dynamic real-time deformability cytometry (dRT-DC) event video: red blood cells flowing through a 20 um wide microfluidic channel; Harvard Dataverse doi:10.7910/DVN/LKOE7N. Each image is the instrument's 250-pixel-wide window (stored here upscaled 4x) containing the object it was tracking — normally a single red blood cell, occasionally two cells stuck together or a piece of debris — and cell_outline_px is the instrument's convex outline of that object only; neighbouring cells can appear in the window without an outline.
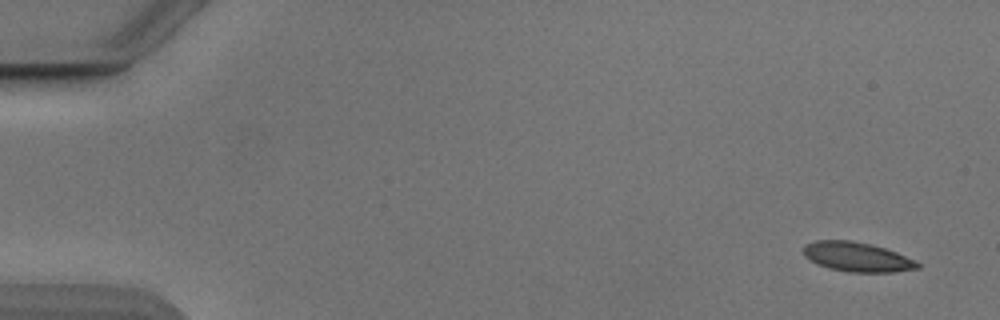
{"species": "Egyptian fruit bat (a non-hibernating species)", "species_latin": "Rousettus aegyptiacus", "temperature_condition": "cold", "stored_images_in_passage": 51, "camera_frame_rate_fps": 3000, "um_per_image_px": 0.085, "animal": {"sex": "male"}, "frame": {"image": 1, "passage_image": 1, "time_ms": 0.0, "image_size_px": [1000, 320], "cell_outline_px": [[920, 268], [892, 272], [848, 272], [828, 268], [816, 264], [804, 256], [804, 244], [816, 240], [852, 240], [872, 244], [896, 252], [916, 260], [920, 264]], "centroid_in_image_um": [72.84, 21.83], "position_along_channel_um": 12.2, "area_um2": 19.77}}
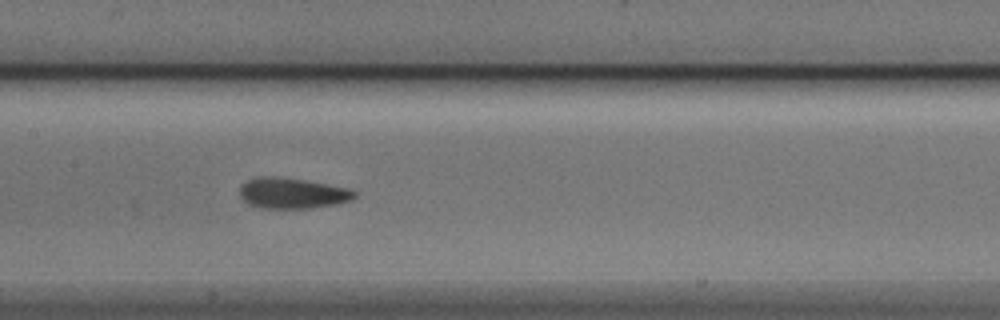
{"frame": {"image": 2, "passage_image": 25, "time_ms": 8.0, "image_size_px": [1000, 320], "cell_outline_px": [[356, 196], [352, 200], [336, 204], [308, 208], [260, 208], [248, 204], [240, 196], [240, 184], [248, 180], [260, 176], [272, 176], [304, 180], [348, 188], [356, 192]], "centroid_in_image_um": [24.82, 16.42], "position_along_channel_um": 182.6, "area_um2": 20.46}}
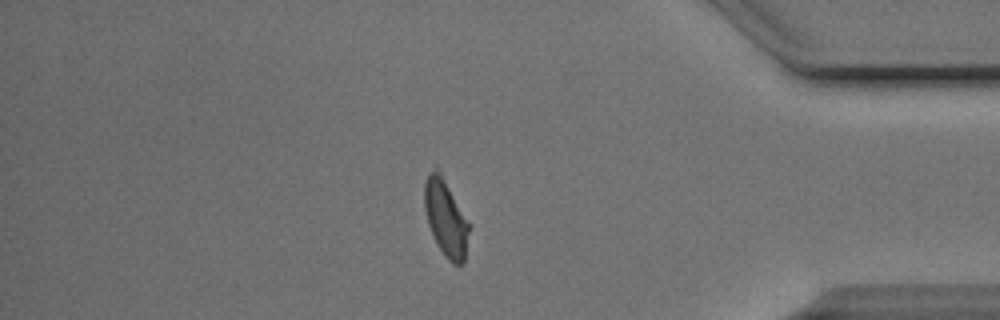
{"frame": {"image": 3, "passage_image": 44, "time_ms": 14.333, "image_size_px": [1000, 320], "cell_outline_px": [[468, 232], [464, 260], [460, 264], [452, 264], [448, 260], [436, 244], [428, 224], [424, 208], [424, 180], [428, 172], [436, 164], [468, 220]], "centroid_in_image_um": [37.84, 18.46], "position_along_channel_um": 397.4, "area_um2": 19.94}}